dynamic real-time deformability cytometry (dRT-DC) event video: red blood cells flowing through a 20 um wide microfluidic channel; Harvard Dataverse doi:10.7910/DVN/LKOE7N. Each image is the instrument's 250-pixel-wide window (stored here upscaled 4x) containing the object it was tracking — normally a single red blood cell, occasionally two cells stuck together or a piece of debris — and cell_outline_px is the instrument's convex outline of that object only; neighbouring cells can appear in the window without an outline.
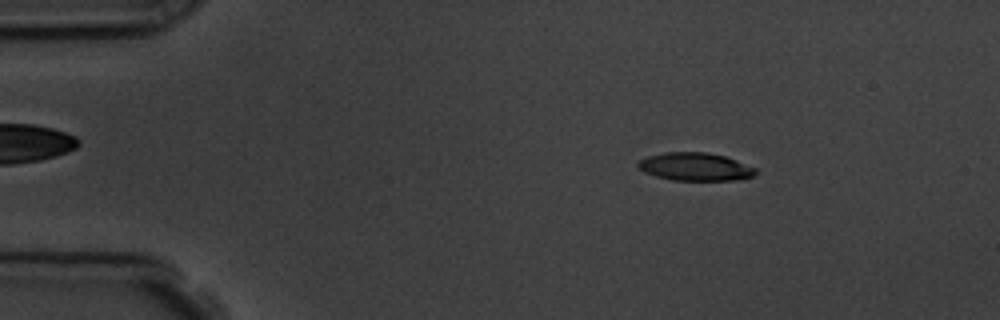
{"species": "common noctule bat (a hibernating species)", "species_latin": "Nyctalus noctula", "temperature_condition": "room temperature", "stored_images_in_passage": 5, "segment_of_instrument_passage": [1, 2], "camera_frame_rate_fps": 3000, "um_per_image_px": 0.085, "animal": {"sex": "male", "body_mass_g": 19.5, "forearm_length_mm": 54.6}, "frame": {"image": 1, "passage_image": 2, "time_ms": 1.0, "image_size_px": [1000, 320], "cell_outline_px": [[756, 172], [752, 176], [736, 180], [672, 180], [656, 176], [644, 172], [636, 164], [640, 160], [648, 156], [664, 152], [704, 152], [724, 156], [736, 160], [756, 168]], "centroid_in_image_um": [59.08, 14.17], "position_along_channel_um": 25.9, "area_um2": 19.02}}